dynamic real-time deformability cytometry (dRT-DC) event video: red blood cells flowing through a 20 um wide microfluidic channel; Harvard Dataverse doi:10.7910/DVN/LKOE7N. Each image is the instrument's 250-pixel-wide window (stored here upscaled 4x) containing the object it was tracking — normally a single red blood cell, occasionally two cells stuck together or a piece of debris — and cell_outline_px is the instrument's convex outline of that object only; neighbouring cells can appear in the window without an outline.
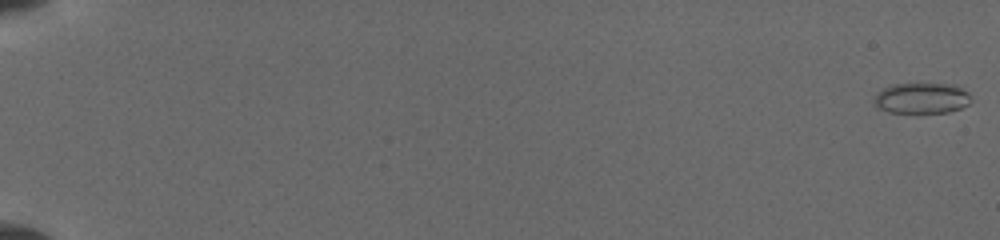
{"species": "common noctule bat (a hibernating species)", "species_latin": "Nyctalus noctula", "temperature_condition": "cold", "stored_images_in_passage": 29, "camera_frame_rate_fps": 3000, "um_per_image_px": 0.085, "animal": {"sex": "female", "body_mass_g": 19.5, "forearm_length_mm": 54.1}, "frame": {"image": 1, "passage_image": 1, "time_ms": 0.0, "image_size_px": [1000, 240], "cell_outline_px": [[968, 104], [960, 108], [948, 112], [888, 112], [876, 108], [872, 100], [876, 92], [884, 88], [896, 84], [956, 84], [968, 92]], "centroid_in_image_um": [78.28, 8.34], "position_along_channel_um": 6.7, "area_um2": 17.28}}